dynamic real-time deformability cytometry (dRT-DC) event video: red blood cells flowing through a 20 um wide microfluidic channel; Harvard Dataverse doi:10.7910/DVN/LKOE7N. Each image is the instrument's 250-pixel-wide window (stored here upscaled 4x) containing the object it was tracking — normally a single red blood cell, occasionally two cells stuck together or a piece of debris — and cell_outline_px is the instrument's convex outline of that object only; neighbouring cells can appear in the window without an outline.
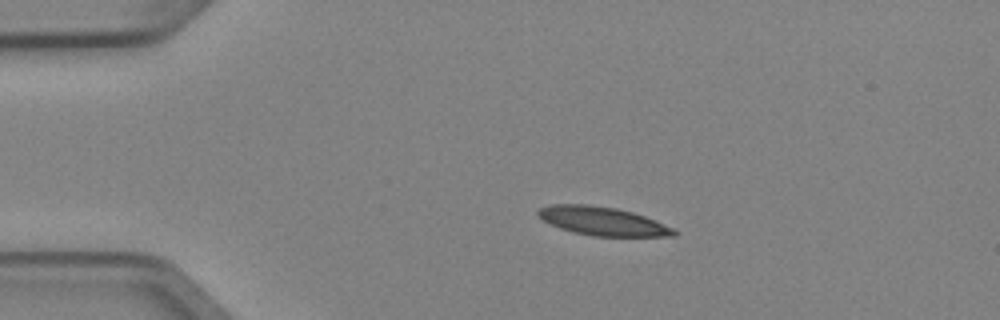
{"species": "Egyptian fruit bat (a non-hibernating species)", "species_latin": "Rousettus aegyptiacus", "temperature_condition": "cold", "stored_images_in_passage": 3, "camera_frame_rate_fps": 3000, "um_per_image_px": 0.085, "animal": {"sex": "female"}, "frame": {"image": 1, "passage_image": 2, "time_ms": 0.333, "image_size_px": [1000, 320], "cell_outline_px": [[676, 236], [592, 236], [560, 228], [536, 216], [536, 212], [540, 208], [552, 204], [588, 204], [616, 208], [632, 212], [656, 220], [676, 228]], "centroid_in_image_um": [51.25, 18.79], "position_along_channel_um": 33.8, "area_um2": 22.6}}